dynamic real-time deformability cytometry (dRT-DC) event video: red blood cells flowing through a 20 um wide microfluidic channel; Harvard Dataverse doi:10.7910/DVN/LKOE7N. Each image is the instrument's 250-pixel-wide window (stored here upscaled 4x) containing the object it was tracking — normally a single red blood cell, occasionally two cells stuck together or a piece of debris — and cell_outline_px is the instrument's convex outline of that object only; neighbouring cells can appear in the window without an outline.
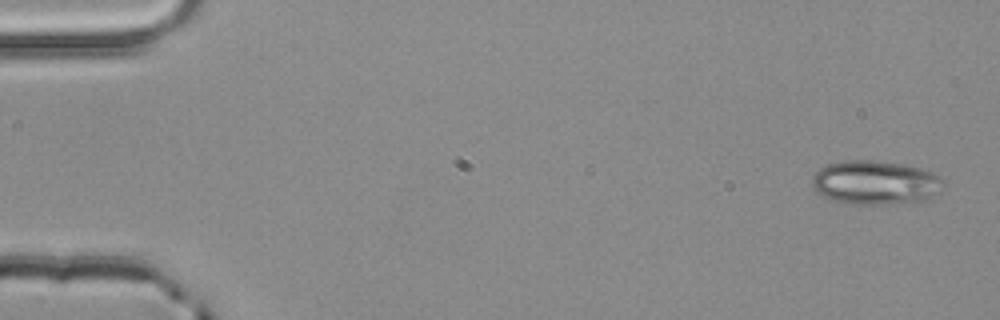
{"species": "common noctule bat (a hibernating species)", "species_latin": "Nyctalus noctula", "temperature_condition": "room temperature", "stored_images_in_passage": 4, "camera_frame_rate_fps": 3000, "um_per_image_px": 0.085, "animal": {"sex": "male", "body_mass_g": 20.4}, "frame": {"image": 1, "passage_image": 4, "time_ms": 1.0, "image_size_px": [1000, 320], "cell_outline_px": [[940, 192], [924, 200], [884, 204], [852, 204], [832, 200], [816, 192], [812, 188], [812, 176], [824, 164], [844, 160], [876, 160], [900, 164], [920, 168], [932, 172], [940, 176]], "centroid_in_image_um": [74.33, 15.51], "position_along_channel_um": 10.7, "area_um2": 33.52}}